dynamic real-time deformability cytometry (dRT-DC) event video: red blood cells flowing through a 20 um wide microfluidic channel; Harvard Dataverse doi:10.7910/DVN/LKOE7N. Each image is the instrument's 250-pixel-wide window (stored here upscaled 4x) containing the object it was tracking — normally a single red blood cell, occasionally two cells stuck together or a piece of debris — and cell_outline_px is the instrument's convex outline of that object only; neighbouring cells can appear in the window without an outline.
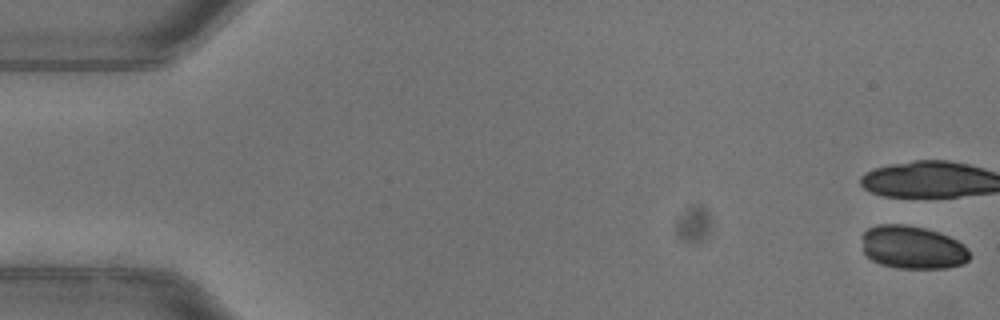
{"species": "common noctule bat (a hibernating species)", "species_latin": "Nyctalus noctula", "temperature_condition": "warm", "stored_images_in_passage": 14, "camera_frame_rate_fps": 3000, "um_per_image_px": 0.085, "animal": {"sex": "female"}, "frame": {"image": 1, "passage_image": 1, "time_ms": 0.0, "image_size_px": [1000, 320], "cell_outline_px": [[972, 256], [964, 264], [948, 268], [896, 268], [880, 264], [872, 260], [864, 252], [864, 232], [868, 228], [880, 224], [904, 224], [924, 228], [940, 232], [964, 244], [968, 248]], "centroid_in_image_um": [77.63, 21.03], "position_along_channel_um": 7.4, "area_um2": 27.17}}